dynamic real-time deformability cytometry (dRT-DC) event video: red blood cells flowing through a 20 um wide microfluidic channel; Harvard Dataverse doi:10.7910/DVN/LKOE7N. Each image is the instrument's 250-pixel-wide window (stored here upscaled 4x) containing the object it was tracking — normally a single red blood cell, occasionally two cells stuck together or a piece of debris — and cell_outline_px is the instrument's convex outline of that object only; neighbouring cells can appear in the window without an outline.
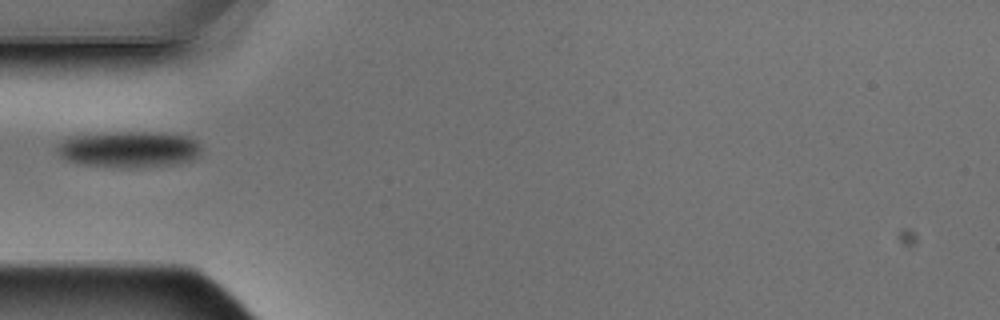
{"species": "Egyptian fruit bat (a non-hibernating species)", "species_latin": "Rousettus aegyptiacus", "temperature_condition": "warm", "stored_images_in_passage": 2, "camera_frame_rate_fps": 3000, "um_per_image_px": 0.085, "animal": {"sex": "male"}, "frame": {"image": 1, "passage_image": 2, "time_ms": 0.333, "image_size_px": [1000, 320], "cell_outline_px": [[200, 152], [192, 160], [172, 164], [84, 164], [68, 160], [60, 156], [56, 148], [64, 140], [72, 136], [116, 132], [148, 132], [188, 136], [196, 140], [200, 144]], "centroid_in_image_um": [10.99, 12.63], "position_along_channel_um": 74.0, "area_um2": 28.73}}